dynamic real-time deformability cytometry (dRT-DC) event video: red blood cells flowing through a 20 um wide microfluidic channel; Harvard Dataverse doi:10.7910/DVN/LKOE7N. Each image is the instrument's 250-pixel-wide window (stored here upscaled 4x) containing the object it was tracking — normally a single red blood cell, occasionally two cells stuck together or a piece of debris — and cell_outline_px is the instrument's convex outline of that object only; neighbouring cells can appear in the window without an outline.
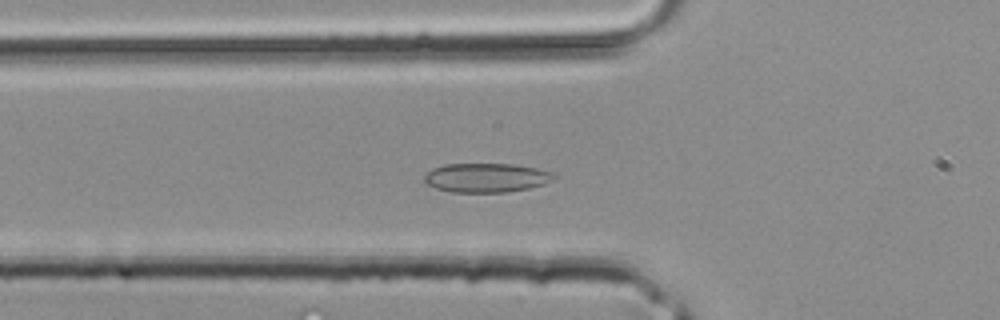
{"species": "common noctule bat (a hibernating species)", "species_latin": "Nyctalus noctula", "temperature_condition": "room temperature", "stored_images_in_passage": 33, "segment_of_instrument_passage": [1, 2], "camera_frame_rate_fps": 3000, "um_per_image_px": 0.085, "animal": {"sex": "male", "body_mass_g": 20.4}, "frame": {"image": 1, "passage_image": 5, "time_ms": 1.333, "image_size_px": [1000, 320], "cell_outline_px": [[556, 176], [552, 180], [544, 184], [528, 188], [508, 192], [452, 192], [436, 188], [428, 184], [424, 180], [424, 176], [432, 168], [444, 164], [516, 164], [536, 168], [552, 172]], "centroid_in_image_um": [41.34, 15.1], "position_along_channel_um": 84.5, "area_um2": 21.96}}
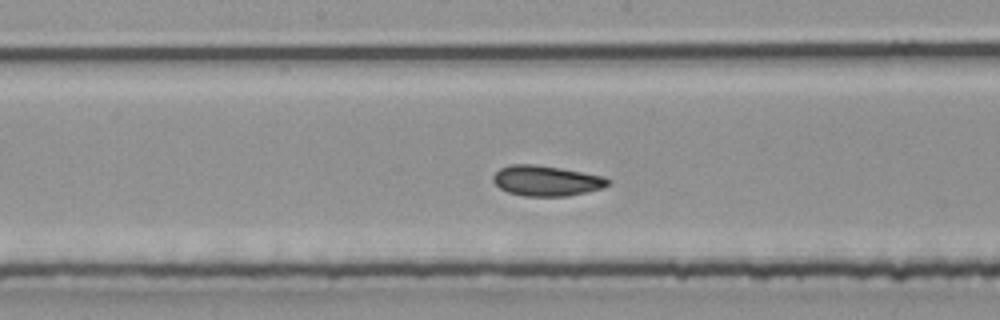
{"frame": {"image": 2, "passage_image": 12, "time_ms": 3.667, "image_size_px": [1000, 320], "cell_outline_px": [[612, 180], [608, 184], [600, 188], [568, 196], [524, 196], [508, 192], [500, 188], [492, 180], [492, 176], [500, 168], [512, 164], [536, 164], [560, 168], [604, 176]], "centroid_in_image_um": [46.42, 15.35], "position_along_channel_um": 201.8, "area_um2": 20.23}}
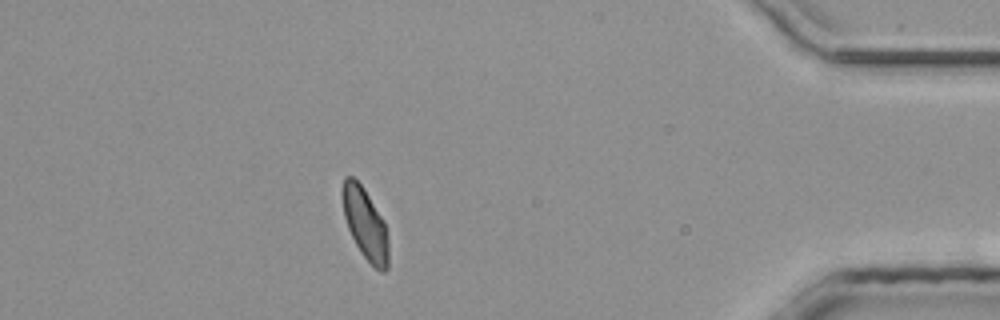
{"frame": {"image": 3, "passage_image": 27, "time_ms": 8.667, "image_size_px": [1000, 320], "cell_outline_px": [[388, 268], [384, 272], [380, 272], [360, 252], [348, 228], [344, 216], [340, 196], [340, 192], [344, 176], [352, 176], [364, 188], [384, 220], [388, 236]], "centroid_in_image_um": [31.02, 18.98], "position_along_channel_um": 404.2, "area_um2": 19.36}}